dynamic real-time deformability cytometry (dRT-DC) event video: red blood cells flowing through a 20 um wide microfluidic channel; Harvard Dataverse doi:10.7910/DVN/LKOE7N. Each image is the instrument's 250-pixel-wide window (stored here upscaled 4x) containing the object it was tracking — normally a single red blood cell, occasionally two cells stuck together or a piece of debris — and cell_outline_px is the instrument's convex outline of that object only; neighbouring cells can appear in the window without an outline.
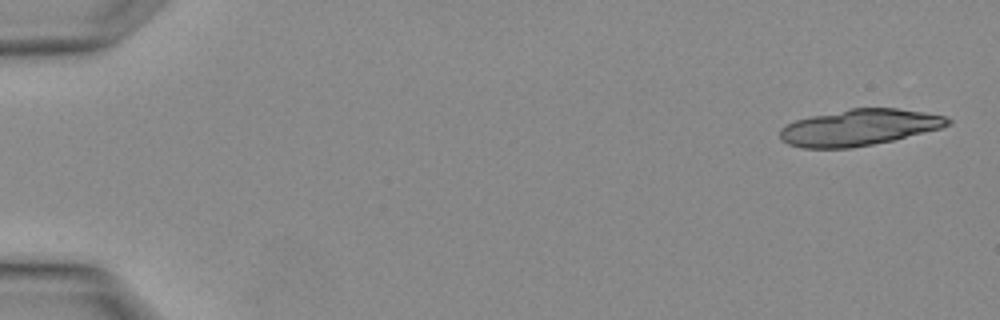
{"species": "Egyptian fruit bat (a non-hibernating species)", "species_latin": "Rousettus aegyptiacus", "temperature_condition": "warm", "stored_images_in_passage": 4, "segment_of_instrument_passage": [1, 2], "camera_frame_rate_fps": 3000, "um_per_image_px": 0.085, "animal": {"sex": "female"}, "frame": {"image": 1, "passage_image": 1, "time_ms": 0.0, "image_size_px": [1000, 320], "cell_outline_px": [[952, 124], [940, 128], [892, 140], [852, 148], [804, 148], [788, 144], [780, 140], [780, 128], [796, 120], [812, 116], [852, 108], [896, 108], [924, 112], [944, 116], [952, 120]], "centroid_in_image_um": [73.02, 10.84], "position_along_channel_um": 12.0, "area_um2": 35.2}}